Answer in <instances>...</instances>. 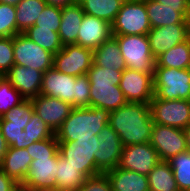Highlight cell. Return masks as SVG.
<instances>
[{
  "mask_svg": "<svg viewBox=\"0 0 190 191\" xmlns=\"http://www.w3.org/2000/svg\"><path fill=\"white\" fill-rule=\"evenodd\" d=\"M85 1H87V0H73V3L82 5Z\"/></svg>",
  "mask_w": 190,
  "mask_h": 191,
  "instance_id": "f907efd6",
  "label": "cell"
},
{
  "mask_svg": "<svg viewBox=\"0 0 190 191\" xmlns=\"http://www.w3.org/2000/svg\"><path fill=\"white\" fill-rule=\"evenodd\" d=\"M120 47L126 68L154 74L155 58L150 49L148 35L113 36Z\"/></svg>",
  "mask_w": 190,
  "mask_h": 191,
  "instance_id": "52a82bcc",
  "label": "cell"
},
{
  "mask_svg": "<svg viewBox=\"0 0 190 191\" xmlns=\"http://www.w3.org/2000/svg\"><path fill=\"white\" fill-rule=\"evenodd\" d=\"M27 191H60L58 188H50V187H34L30 188Z\"/></svg>",
  "mask_w": 190,
  "mask_h": 191,
  "instance_id": "c3c4849f",
  "label": "cell"
},
{
  "mask_svg": "<svg viewBox=\"0 0 190 191\" xmlns=\"http://www.w3.org/2000/svg\"><path fill=\"white\" fill-rule=\"evenodd\" d=\"M123 71H113L112 69H105L98 67L92 63L91 68L87 71V76L90 84H111L119 85Z\"/></svg>",
  "mask_w": 190,
  "mask_h": 191,
  "instance_id": "d590c367",
  "label": "cell"
},
{
  "mask_svg": "<svg viewBox=\"0 0 190 191\" xmlns=\"http://www.w3.org/2000/svg\"><path fill=\"white\" fill-rule=\"evenodd\" d=\"M30 144L32 143H29V137L27 136V133L25 132V130H23L19 137V145H12L11 147L17 148V149H23V148H27Z\"/></svg>",
  "mask_w": 190,
  "mask_h": 191,
  "instance_id": "ee69618b",
  "label": "cell"
},
{
  "mask_svg": "<svg viewBox=\"0 0 190 191\" xmlns=\"http://www.w3.org/2000/svg\"><path fill=\"white\" fill-rule=\"evenodd\" d=\"M43 73L31 67L14 64L5 78L25 99L30 100L40 94Z\"/></svg>",
  "mask_w": 190,
  "mask_h": 191,
  "instance_id": "d6986e66",
  "label": "cell"
},
{
  "mask_svg": "<svg viewBox=\"0 0 190 191\" xmlns=\"http://www.w3.org/2000/svg\"><path fill=\"white\" fill-rule=\"evenodd\" d=\"M14 64L46 72L53 68L54 54L43 49L24 33L13 37Z\"/></svg>",
  "mask_w": 190,
  "mask_h": 191,
  "instance_id": "30bf717a",
  "label": "cell"
},
{
  "mask_svg": "<svg viewBox=\"0 0 190 191\" xmlns=\"http://www.w3.org/2000/svg\"><path fill=\"white\" fill-rule=\"evenodd\" d=\"M45 1L48 5H56L60 7L73 4V0H45Z\"/></svg>",
  "mask_w": 190,
  "mask_h": 191,
  "instance_id": "bcb514c9",
  "label": "cell"
},
{
  "mask_svg": "<svg viewBox=\"0 0 190 191\" xmlns=\"http://www.w3.org/2000/svg\"><path fill=\"white\" fill-rule=\"evenodd\" d=\"M33 111L31 100L25 99L22 103L3 114L0 121H9V125L26 126L32 117Z\"/></svg>",
  "mask_w": 190,
  "mask_h": 191,
  "instance_id": "836d02e7",
  "label": "cell"
},
{
  "mask_svg": "<svg viewBox=\"0 0 190 191\" xmlns=\"http://www.w3.org/2000/svg\"><path fill=\"white\" fill-rule=\"evenodd\" d=\"M127 103L119 85L90 84V107L111 112Z\"/></svg>",
  "mask_w": 190,
  "mask_h": 191,
  "instance_id": "ffe728a7",
  "label": "cell"
},
{
  "mask_svg": "<svg viewBox=\"0 0 190 191\" xmlns=\"http://www.w3.org/2000/svg\"><path fill=\"white\" fill-rule=\"evenodd\" d=\"M24 34L54 55L63 48L58 32L51 31L50 29L32 26Z\"/></svg>",
  "mask_w": 190,
  "mask_h": 191,
  "instance_id": "4dcf8cb0",
  "label": "cell"
},
{
  "mask_svg": "<svg viewBox=\"0 0 190 191\" xmlns=\"http://www.w3.org/2000/svg\"><path fill=\"white\" fill-rule=\"evenodd\" d=\"M159 161L157 151L149 142L133 144L123 147L118 167L148 175Z\"/></svg>",
  "mask_w": 190,
  "mask_h": 191,
  "instance_id": "9a60e30c",
  "label": "cell"
},
{
  "mask_svg": "<svg viewBox=\"0 0 190 191\" xmlns=\"http://www.w3.org/2000/svg\"><path fill=\"white\" fill-rule=\"evenodd\" d=\"M36 112L55 133L74 108L70 103L55 97L39 94L30 99Z\"/></svg>",
  "mask_w": 190,
  "mask_h": 191,
  "instance_id": "e0dca14e",
  "label": "cell"
},
{
  "mask_svg": "<svg viewBox=\"0 0 190 191\" xmlns=\"http://www.w3.org/2000/svg\"><path fill=\"white\" fill-rule=\"evenodd\" d=\"M21 0H0V3L16 6Z\"/></svg>",
  "mask_w": 190,
  "mask_h": 191,
  "instance_id": "681fc988",
  "label": "cell"
},
{
  "mask_svg": "<svg viewBox=\"0 0 190 191\" xmlns=\"http://www.w3.org/2000/svg\"><path fill=\"white\" fill-rule=\"evenodd\" d=\"M78 191H112L111 184L105 173L88 177Z\"/></svg>",
  "mask_w": 190,
  "mask_h": 191,
  "instance_id": "ab89813d",
  "label": "cell"
},
{
  "mask_svg": "<svg viewBox=\"0 0 190 191\" xmlns=\"http://www.w3.org/2000/svg\"><path fill=\"white\" fill-rule=\"evenodd\" d=\"M109 125L119 135L123 147L150 142L154 125L150 106L128 102L110 112Z\"/></svg>",
  "mask_w": 190,
  "mask_h": 191,
  "instance_id": "6da1fadb",
  "label": "cell"
},
{
  "mask_svg": "<svg viewBox=\"0 0 190 191\" xmlns=\"http://www.w3.org/2000/svg\"><path fill=\"white\" fill-rule=\"evenodd\" d=\"M7 150H8V145L0 129V165L2 164V161L4 159L5 154L7 153Z\"/></svg>",
  "mask_w": 190,
  "mask_h": 191,
  "instance_id": "f6af8a7d",
  "label": "cell"
},
{
  "mask_svg": "<svg viewBox=\"0 0 190 191\" xmlns=\"http://www.w3.org/2000/svg\"><path fill=\"white\" fill-rule=\"evenodd\" d=\"M25 126L9 125V121H0V129L8 147L19 145V137Z\"/></svg>",
  "mask_w": 190,
  "mask_h": 191,
  "instance_id": "60d3db41",
  "label": "cell"
},
{
  "mask_svg": "<svg viewBox=\"0 0 190 191\" xmlns=\"http://www.w3.org/2000/svg\"><path fill=\"white\" fill-rule=\"evenodd\" d=\"M93 63L98 67L112 69L113 71H124L126 69L120 47L113 36L93 50Z\"/></svg>",
  "mask_w": 190,
  "mask_h": 191,
  "instance_id": "d4e9b609",
  "label": "cell"
},
{
  "mask_svg": "<svg viewBox=\"0 0 190 191\" xmlns=\"http://www.w3.org/2000/svg\"><path fill=\"white\" fill-rule=\"evenodd\" d=\"M93 63V50L76 44L65 45L54 55L53 68L70 76L87 74Z\"/></svg>",
  "mask_w": 190,
  "mask_h": 191,
  "instance_id": "8fae6325",
  "label": "cell"
},
{
  "mask_svg": "<svg viewBox=\"0 0 190 191\" xmlns=\"http://www.w3.org/2000/svg\"><path fill=\"white\" fill-rule=\"evenodd\" d=\"M105 174L110 181L112 191H150L147 175L121 169L118 166Z\"/></svg>",
  "mask_w": 190,
  "mask_h": 191,
  "instance_id": "44dd1931",
  "label": "cell"
},
{
  "mask_svg": "<svg viewBox=\"0 0 190 191\" xmlns=\"http://www.w3.org/2000/svg\"><path fill=\"white\" fill-rule=\"evenodd\" d=\"M85 13L79 4L62 7L61 24L58 31L63 46L77 43L78 32Z\"/></svg>",
  "mask_w": 190,
  "mask_h": 191,
  "instance_id": "7402d4cb",
  "label": "cell"
},
{
  "mask_svg": "<svg viewBox=\"0 0 190 191\" xmlns=\"http://www.w3.org/2000/svg\"><path fill=\"white\" fill-rule=\"evenodd\" d=\"M31 162L32 158L26 148L8 147L0 169L18 184H21L29 171Z\"/></svg>",
  "mask_w": 190,
  "mask_h": 191,
  "instance_id": "603a6c76",
  "label": "cell"
},
{
  "mask_svg": "<svg viewBox=\"0 0 190 191\" xmlns=\"http://www.w3.org/2000/svg\"><path fill=\"white\" fill-rule=\"evenodd\" d=\"M119 86L127 102L149 104L154 97L151 73L126 68L122 72Z\"/></svg>",
  "mask_w": 190,
  "mask_h": 191,
  "instance_id": "4fadbf2b",
  "label": "cell"
},
{
  "mask_svg": "<svg viewBox=\"0 0 190 191\" xmlns=\"http://www.w3.org/2000/svg\"><path fill=\"white\" fill-rule=\"evenodd\" d=\"M26 149L32 162L24 181L20 184L21 191L34 187L56 188L59 155L56 136L32 143Z\"/></svg>",
  "mask_w": 190,
  "mask_h": 191,
  "instance_id": "7a4b0ae2",
  "label": "cell"
},
{
  "mask_svg": "<svg viewBox=\"0 0 190 191\" xmlns=\"http://www.w3.org/2000/svg\"><path fill=\"white\" fill-rule=\"evenodd\" d=\"M98 140L100 144L98 151L94 154L95 164L101 173H105L119 165L123 145L119 135L109 124L99 132Z\"/></svg>",
  "mask_w": 190,
  "mask_h": 191,
  "instance_id": "5bb4252c",
  "label": "cell"
},
{
  "mask_svg": "<svg viewBox=\"0 0 190 191\" xmlns=\"http://www.w3.org/2000/svg\"><path fill=\"white\" fill-rule=\"evenodd\" d=\"M145 7L151 28L190 23V19H186L178 12V7L165 6L155 0H145Z\"/></svg>",
  "mask_w": 190,
  "mask_h": 191,
  "instance_id": "cb8c5ba5",
  "label": "cell"
},
{
  "mask_svg": "<svg viewBox=\"0 0 190 191\" xmlns=\"http://www.w3.org/2000/svg\"><path fill=\"white\" fill-rule=\"evenodd\" d=\"M153 90L158 99L190 100V68L155 67Z\"/></svg>",
  "mask_w": 190,
  "mask_h": 191,
  "instance_id": "5b68a950",
  "label": "cell"
},
{
  "mask_svg": "<svg viewBox=\"0 0 190 191\" xmlns=\"http://www.w3.org/2000/svg\"><path fill=\"white\" fill-rule=\"evenodd\" d=\"M87 177L73 165L57 156L56 188L60 191H78L85 183Z\"/></svg>",
  "mask_w": 190,
  "mask_h": 191,
  "instance_id": "484cf974",
  "label": "cell"
},
{
  "mask_svg": "<svg viewBox=\"0 0 190 191\" xmlns=\"http://www.w3.org/2000/svg\"><path fill=\"white\" fill-rule=\"evenodd\" d=\"M46 5L45 0H21L16 5V35L34 26Z\"/></svg>",
  "mask_w": 190,
  "mask_h": 191,
  "instance_id": "4316f807",
  "label": "cell"
},
{
  "mask_svg": "<svg viewBox=\"0 0 190 191\" xmlns=\"http://www.w3.org/2000/svg\"><path fill=\"white\" fill-rule=\"evenodd\" d=\"M13 65V37H0V77H5Z\"/></svg>",
  "mask_w": 190,
  "mask_h": 191,
  "instance_id": "f35d334b",
  "label": "cell"
},
{
  "mask_svg": "<svg viewBox=\"0 0 190 191\" xmlns=\"http://www.w3.org/2000/svg\"><path fill=\"white\" fill-rule=\"evenodd\" d=\"M24 100L25 98L5 77H0V117Z\"/></svg>",
  "mask_w": 190,
  "mask_h": 191,
  "instance_id": "d6a6232c",
  "label": "cell"
},
{
  "mask_svg": "<svg viewBox=\"0 0 190 191\" xmlns=\"http://www.w3.org/2000/svg\"><path fill=\"white\" fill-rule=\"evenodd\" d=\"M16 35V6L0 3V37Z\"/></svg>",
  "mask_w": 190,
  "mask_h": 191,
  "instance_id": "74e56055",
  "label": "cell"
},
{
  "mask_svg": "<svg viewBox=\"0 0 190 191\" xmlns=\"http://www.w3.org/2000/svg\"><path fill=\"white\" fill-rule=\"evenodd\" d=\"M0 191H21L20 184L0 169Z\"/></svg>",
  "mask_w": 190,
  "mask_h": 191,
  "instance_id": "7bdbcfd3",
  "label": "cell"
},
{
  "mask_svg": "<svg viewBox=\"0 0 190 191\" xmlns=\"http://www.w3.org/2000/svg\"><path fill=\"white\" fill-rule=\"evenodd\" d=\"M99 144L98 135H94V138H77L76 141H58V152L88 178L101 174L96 168L94 156Z\"/></svg>",
  "mask_w": 190,
  "mask_h": 191,
  "instance_id": "8992f818",
  "label": "cell"
},
{
  "mask_svg": "<svg viewBox=\"0 0 190 191\" xmlns=\"http://www.w3.org/2000/svg\"><path fill=\"white\" fill-rule=\"evenodd\" d=\"M155 67L190 68V37L157 57Z\"/></svg>",
  "mask_w": 190,
  "mask_h": 191,
  "instance_id": "83f0119b",
  "label": "cell"
},
{
  "mask_svg": "<svg viewBox=\"0 0 190 191\" xmlns=\"http://www.w3.org/2000/svg\"><path fill=\"white\" fill-rule=\"evenodd\" d=\"M152 121L184 130L190 124V100H163L155 95L149 103Z\"/></svg>",
  "mask_w": 190,
  "mask_h": 191,
  "instance_id": "9c48e42d",
  "label": "cell"
},
{
  "mask_svg": "<svg viewBox=\"0 0 190 191\" xmlns=\"http://www.w3.org/2000/svg\"><path fill=\"white\" fill-rule=\"evenodd\" d=\"M150 49L156 59L190 37V23H179L163 27L151 28L148 32Z\"/></svg>",
  "mask_w": 190,
  "mask_h": 191,
  "instance_id": "2e32d148",
  "label": "cell"
},
{
  "mask_svg": "<svg viewBox=\"0 0 190 191\" xmlns=\"http://www.w3.org/2000/svg\"><path fill=\"white\" fill-rule=\"evenodd\" d=\"M187 151L190 152V124L184 130Z\"/></svg>",
  "mask_w": 190,
  "mask_h": 191,
  "instance_id": "7dc6e473",
  "label": "cell"
},
{
  "mask_svg": "<svg viewBox=\"0 0 190 191\" xmlns=\"http://www.w3.org/2000/svg\"><path fill=\"white\" fill-rule=\"evenodd\" d=\"M61 12L62 7L47 4L34 26L58 32L61 24Z\"/></svg>",
  "mask_w": 190,
  "mask_h": 191,
  "instance_id": "8d00e7d4",
  "label": "cell"
},
{
  "mask_svg": "<svg viewBox=\"0 0 190 191\" xmlns=\"http://www.w3.org/2000/svg\"><path fill=\"white\" fill-rule=\"evenodd\" d=\"M157 151L160 161H169L176 155L187 151L182 129L154 123L149 142Z\"/></svg>",
  "mask_w": 190,
  "mask_h": 191,
  "instance_id": "7c38bea8",
  "label": "cell"
},
{
  "mask_svg": "<svg viewBox=\"0 0 190 191\" xmlns=\"http://www.w3.org/2000/svg\"><path fill=\"white\" fill-rule=\"evenodd\" d=\"M24 130L29 137V143L39 142L55 135L51 128L34 111Z\"/></svg>",
  "mask_w": 190,
  "mask_h": 191,
  "instance_id": "e575fe53",
  "label": "cell"
},
{
  "mask_svg": "<svg viewBox=\"0 0 190 191\" xmlns=\"http://www.w3.org/2000/svg\"><path fill=\"white\" fill-rule=\"evenodd\" d=\"M112 26V35H147L151 24L145 0H125Z\"/></svg>",
  "mask_w": 190,
  "mask_h": 191,
  "instance_id": "ba28073f",
  "label": "cell"
},
{
  "mask_svg": "<svg viewBox=\"0 0 190 191\" xmlns=\"http://www.w3.org/2000/svg\"><path fill=\"white\" fill-rule=\"evenodd\" d=\"M179 191L190 190V152L180 153L168 161Z\"/></svg>",
  "mask_w": 190,
  "mask_h": 191,
  "instance_id": "1f68e13d",
  "label": "cell"
},
{
  "mask_svg": "<svg viewBox=\"0 0 190 191\" xmlns=\"http://www.w3.org/2000/svg\"><path fill=\"white\" fill-rule=\"evenodd\" d=\"M110 112L97 107H74L55 132L57 141H76L77 138H94L109 124Z\"/></svg>",
  "mask_w": 190,
  "mask_h": 191,
  "instance_id": "277c9868",
  "label": "cell"
},
{
  "mask_svg": "<svg viewBox=\"0 0 190 191\" xmlns=\"http://www.w3.org/2000/svg\"><path fill=\"white\" fill-rule=\"evenodd\" d=\"M112 36V26L109 22L85 14L80 25L76 45L95 50Z\"/></svg>",
  "mask_w": 190,
  "mask_h": 191,
  "instance_id": "ac0fdd59",
  "label": "cell"
},
{
  "mask_svg": "<svg viewBox=\"0 0 190 191\" xmlns=\"http://www.w3.org/2000/svg\"><path fill=\"white\" fill-rule=\"evenodd\" d=\"M147 177L150 191H179L172 167L167 161H159Z\"/></svg>",
  "mask_w": 190,
  "mask_h": 191,
  "instance_id": "f1b7e54d",
  "label": "cell"
},
{
  "mask_svg": "<svg viewBox=\"0 0 190 191\" xmlns=\"http://www.w3.org/2000/svg\"><path fill=\"white\" fill-rule=\"evenodd\" d=\"M41 95L55 97L73 107H90V82L88 76H70L48 69L43 73Z\"/></svg>",
  "mask_w": 190,
  "mask_h": 191,
  "instance_id": "3957f363",
  "label": "cell"
},
{
  "mask_svg": "<svg viewBox=\"0 0 190 191\" xmlns=\"http://www.w3.org/2000/svg\"><path fill=\"white\" fill-rule=\"evenodd\" d=\"M169 7H178L180 12L186 19H190V3L188 0H155Z\"/></svg>",
  "mask_w": 190,
  "mask_h": 191,
  "instance_id": "b9f144b4",
  "label": "cell"
},
{
  "mask_svg": "<svg viewBox=\"0 0 190 191\" xmlns=\"http://www.w3.org/2000/svg\"><path fill=\"white\" fill-rule=\"evenodd\" d=\"M125 0H87L81 6L85 14L112 24Z\"/></svg>",
  "mask_w": 190,
  "mask_h": 191,
  "instance_id": "f546056e",
  "label": "cell"
}]
</instances>
